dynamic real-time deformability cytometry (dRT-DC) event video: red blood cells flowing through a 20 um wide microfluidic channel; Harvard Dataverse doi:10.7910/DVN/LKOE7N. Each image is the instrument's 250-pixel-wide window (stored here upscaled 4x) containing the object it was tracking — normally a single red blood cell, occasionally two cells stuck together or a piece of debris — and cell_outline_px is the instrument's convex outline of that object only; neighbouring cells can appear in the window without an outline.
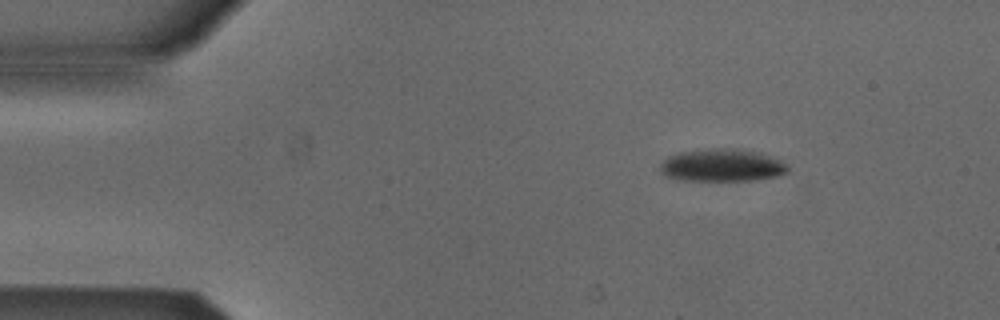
{"species": "Egyptian fruit bat (a non-hibernating species)", "species_latin": "Rousettus aegyptiacus", "temperature_condition": "cold", "stored_images_in_passage": 46, "camera_frame_rate_fps": 3000, "um_per_image_px": 0.085, "animal": {"sex": "male"}, "frame": {"image": 1, "passage_image": 1, "time_ms": 0.0, "image_size_px": [1000, 320], "cell_outline_px": [[788, 172], [776, 176], [752, 180], [676, 180], [664, 176], [660, 172], [660, 164], [668, 156], [680, 152], [756, 152], [772, 156], [788, 164]], "centroid_in_image_um": [61.35, 14.13], "position_along_channel_um": 23.6, "area_um2": 22.89}}
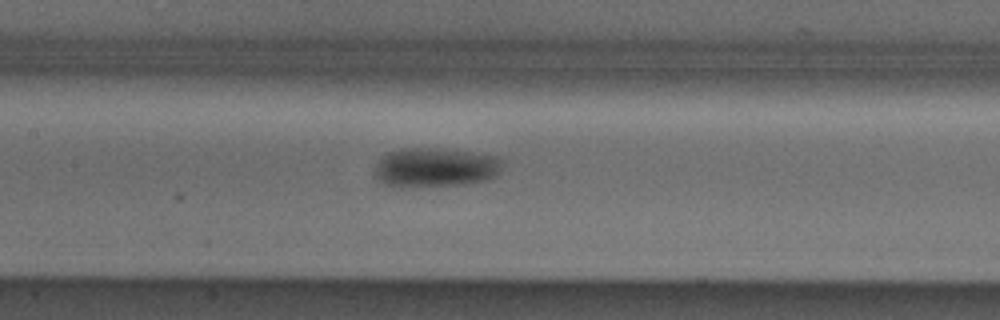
{"frame": {"image": 2, "passage_image": 18, "time_ms": 5.667, "image_size_px": [1000, 320], "cell_outline_px": [[504, 156], [500, 172], [496, 176], [488, 180], [468, 184], [384, 184], [376, 176], [376, 164], [380, 156], [388, 152], [404, 148], [444, 148]], "centroid_in_image_um": [37.13, 14.16], "position_along_channel_um": 170.3, "area_um2": 28.9}}
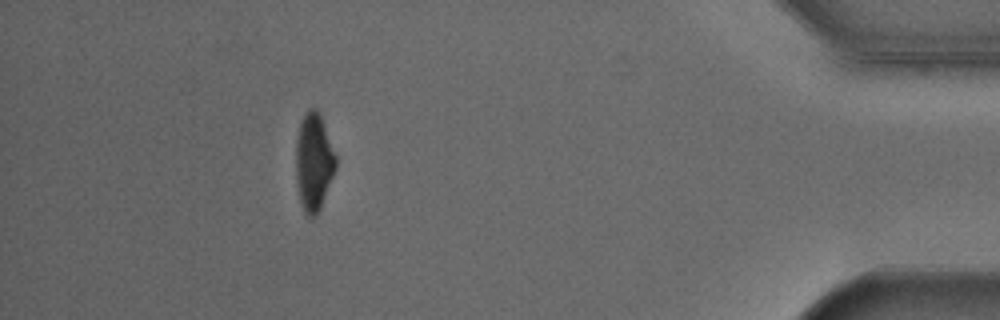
{"frame": {"image": 3, "passage_image": 41, "time_ms": 13.333, "image_size_px": [1000, 320], "cell_outline_px": [[336, 168], [320, 208], [316, 216], [308, 216], [304, 212], [300, 200], [296, 184], [296, 140], [300, 124], [304, 112], [308, 108], [316, 108], [320, 116], [336, 156]], "centroid_in_image_um": [26.65, 13.77], "position_along_channel_um": 408.6, "area_um2": 22.43}, "authors_computed_cell_mechanics": {"area_um2": 26.299, "velocity_mm_per_s": 3.8687, "shape_relaxation_time_tau1_ms": 3.4495, "shape_relaxation_time_tau2_ms": null, "deformation_change_tau1": 0.1222, "deformation_change_tau2": null}}